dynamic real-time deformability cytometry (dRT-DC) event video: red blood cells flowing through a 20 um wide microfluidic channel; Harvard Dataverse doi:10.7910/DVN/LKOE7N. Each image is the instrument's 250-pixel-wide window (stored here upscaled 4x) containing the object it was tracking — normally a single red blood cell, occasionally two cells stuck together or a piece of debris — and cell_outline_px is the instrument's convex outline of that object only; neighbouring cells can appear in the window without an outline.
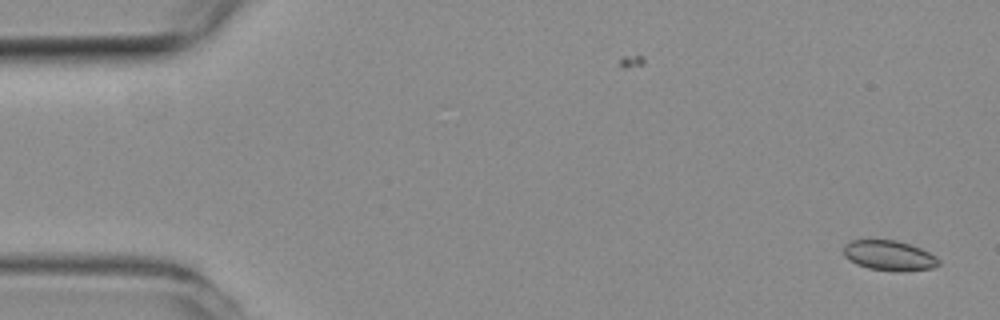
{"species": "common noctule bat (a hibernating species)", "species_latin": "Nyctalus noctula", "temperature_condition": "room temperature", "stored_images_in_passage": 51, "camera_frame_rate_fps": 3000, "um_per_image_px": 0.085, "animal": {"sex": "female", "body_mass_g": 19.3, "forearm_length_mm": 54.1}, "frame": {"image": 1, "passage_image": 1, "time_ms": 0.0, "image_size_px": [1000, 320], "cell_outline_px": [[940, 264], [932, 268], [900, 272], [896, 272], [868, 268], [856, 264], [848, 260], [844, 256], [844, 244], [848, 240], [896, 240], [920, 248], [936, 256], [940, 260]], "centroid_in_image_um": [75.56, 21.73], "position_along_channel_um": 9.4, "area_um2": 16.82}}
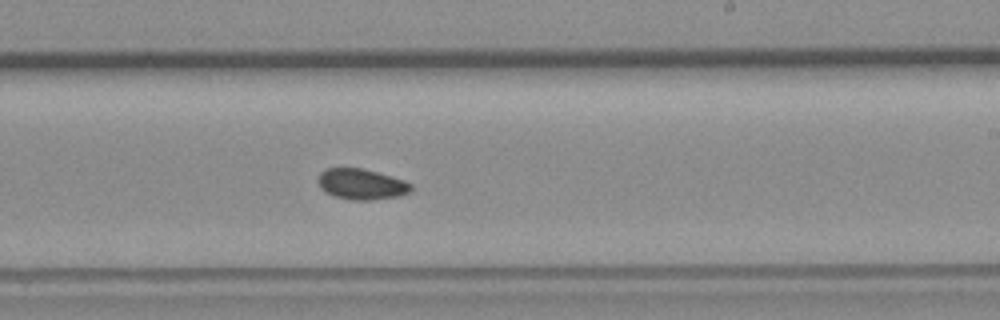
{"frame": {"image": 2, "passage_image": 30, "time_ms": 9.667, "image_size_px": [1000, 320], "cell_outline_px": [[412, 188], [408, 192], [400, 196], [372, 200], [352, 200], [336, 196], [324, 192], [320, 188], [316, 180], [320, 172], [328, 168], [360, 168], [376, 172], [404, 180], [412, 184]], "centroid_in_image_um": [30.69, 15.66], "position_along_channel_um": 258.3, "area_um2": 16.65}}
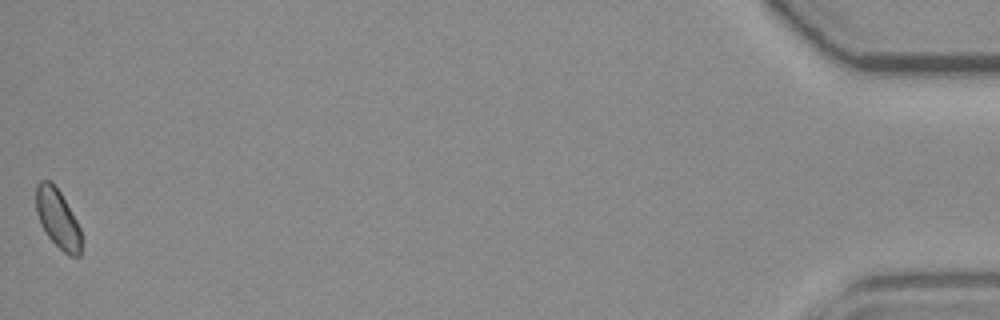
{"frame": {"image": 3, "passage_image": 51, "time_ms": 16.667, "image_size_px": [1000, 320], "cell_outline_px": [[80, 256], [68, 256], [48, 236], [40, 224], [36, 212], [36, 184], [40, 180], [48, 180], [60, 192], [76, 220], [80, 228]], "centroid_in_image_um": [4.88, 18.58], "position_along_channel_um": 430.3, "area_um2": 15.26}, "authors_computed_cell_mechanics": {"area_um2": 16.5886, "velocity_mm_per_s": 3.9545, "shape_relaxation_time_tau1_ms": 10.8896, "shape_relaxation_time_tau2_ms": 7.1898, "deformation_change_tau1": 0.0716, "deformation_change_tau2": 0.0871}}